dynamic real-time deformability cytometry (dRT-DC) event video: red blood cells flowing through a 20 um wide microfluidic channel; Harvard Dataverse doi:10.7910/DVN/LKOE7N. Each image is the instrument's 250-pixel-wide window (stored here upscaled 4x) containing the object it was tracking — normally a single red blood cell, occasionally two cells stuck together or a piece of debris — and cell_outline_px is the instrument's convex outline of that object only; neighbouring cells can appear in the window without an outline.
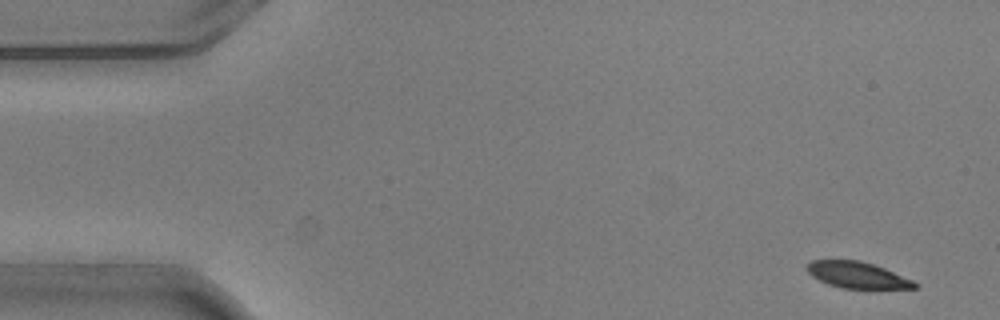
{"species": "common noctule bat (a hibernating species)", "species_latin": "Nyctalus noctula", "temperature_condition": "warm", "stored_images_in_passage": 5, "camera_frame_rate_fps": 3000, "um_per_image_px": 0.085, "animal": {"sex": "male", "body_mass_g": 20.5, "forearm_length_mm": 52.5}, "frame": {"image": 1, "passage_image": 1, "time_ms": 0.0, "image_size_px": [1000, 320], "cell_outline_px": [[920, 288], [868, 292], [840, 288], [828, 284], [812, 276], [808, 272], [808, 264], [812, 260], [860, 260], [884, 268], [912, 280], [920, 284]], "centroid_in_image_um": [73.0, 23.46], "position_along_channel_um": 12.0, "area_um2": 17.46}}